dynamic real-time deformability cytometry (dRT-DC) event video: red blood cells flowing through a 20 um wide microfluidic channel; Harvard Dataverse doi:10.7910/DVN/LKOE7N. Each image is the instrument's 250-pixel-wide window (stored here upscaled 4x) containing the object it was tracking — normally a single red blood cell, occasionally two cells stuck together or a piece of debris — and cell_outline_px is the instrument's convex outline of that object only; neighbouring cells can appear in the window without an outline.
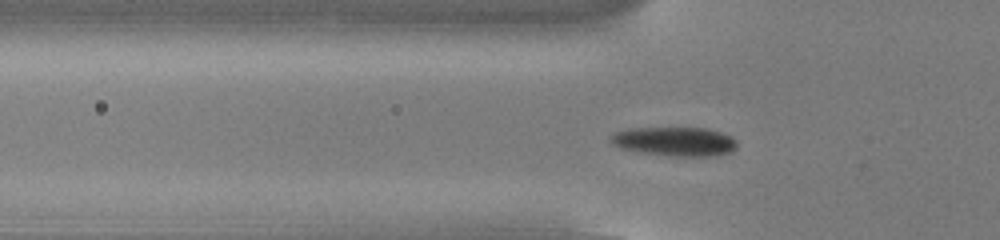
{"species": "common noctule bat (a hibernating species)", "species_latin": "Nyctalus noctula", "temperature_condition": "cold", "stored_images_in_passage": 43, "camera_frame_rate_fps": 3000, "um_per_image_px": 0.085, "animal": {"sex": "male", "body_mass_g": 13.0, "forearm_length_mm": 53.1}, "frame": {"image": 1, "passage_image": 7, "time_ms": 2.0, "image_size_px": [1000, 240], "cell_outline_px": [[736, 148], [732, 152], [716, 156], [668, 156], [640, 152], [620, 148], [612, 144], [608, 140], [608, 136], [616, 132], [628, 128], [708, 128], [732, 136], [736, 140]], "centroid_in_image_um": [57.34, 12.03], "position_along_channel_um": 68.5, "area_um2": 21.73}}
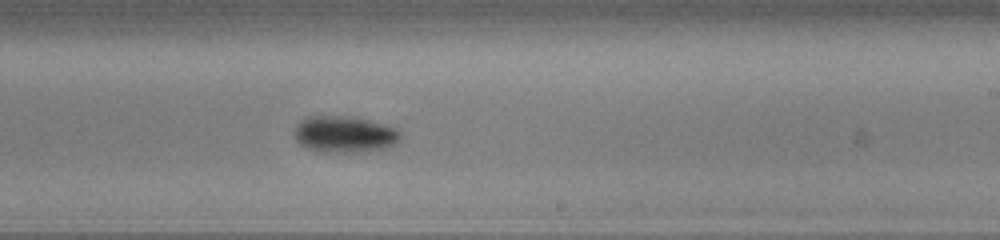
{"frame": {"image": 2, "passage_image": 22, "time_ms": 7.0, "image_size_px": [1000, 240], "cell_outline_px": [[400, 140], [396, 144], [384, 148], [360, 152], [320, 152], [308, 148], [300, 144], [296, 140], [292, 132], [296, 124], [304, 116], [356, 116], [384, 124], [396, 128], [400, 132]], "centroid_in_image_um": [29.25, 11.4], "position_along_channel_um": 259.8, "area_um2": 23.0}}
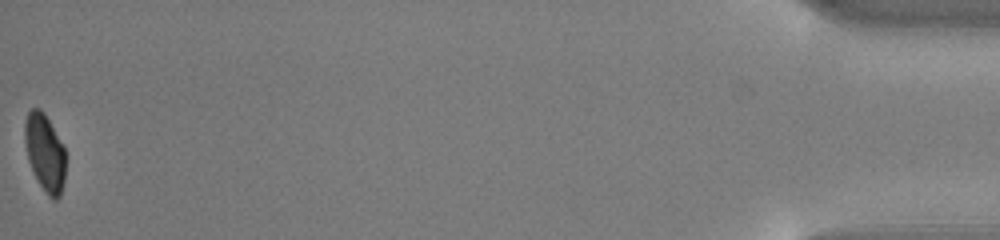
{"frame": {"image": 3, "passage_image": 43, "time_ms": 14.0, "image_size_px": [1000, 240], "cell_outline_px": [[64, 180], [60, 196], [56, 200], [52, 200], [48, 196], [36, 180], [28, 160], [24, 140], [24, 120], [28, 112], [32, 108], [40, 108], [44, 112], [64, 148]], "centroid_in_image_um": [3.78, 12.98], "position_along_channel_um": 431.4, "area_um2": 18.38}, "authors_computed_cell_mechanics": {"area_um2": 21.097, "velocity_mm_per_s": 3.8499, "shape_relaxation_time_tau1_ms": 2.0497, "shape_relaxation_time_tau2_ms": null, "deformation_change_tau1": 0.1187, "deformation_change_tau2": null}}